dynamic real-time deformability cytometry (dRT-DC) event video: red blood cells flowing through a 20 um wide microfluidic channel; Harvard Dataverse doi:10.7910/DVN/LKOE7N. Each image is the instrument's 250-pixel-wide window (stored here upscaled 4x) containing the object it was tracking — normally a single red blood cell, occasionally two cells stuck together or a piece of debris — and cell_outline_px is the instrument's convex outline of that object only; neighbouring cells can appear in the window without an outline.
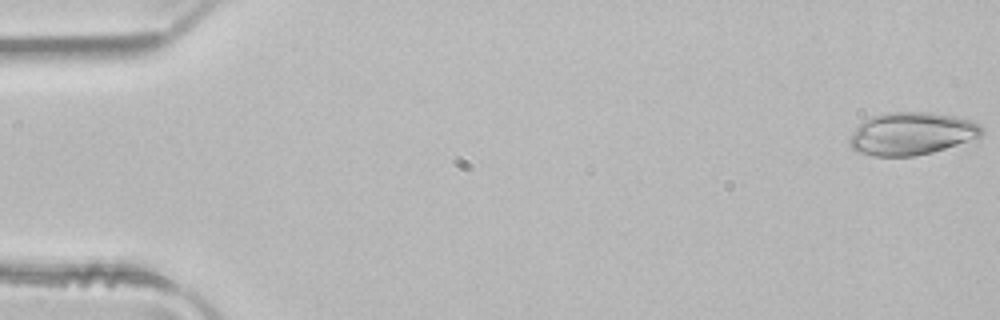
{"species": "common noctule bat (a hibernating species)", "species_latin": "Nyctalus noctula", "temperature_condition": "room temperature", "stored_images_in_passage": 4, "camera_frame_rate_fps": 3000, "um_per_image_px": 0.085, "animal": {"sex": "male", "body_mass_g": 21.5, "forearm_length_mm": 52.0}, "frame": {"image": 1, "passage_image": 1, "time_ms": 0.0, "image_size_px": [1000, 320], "cell_outline_px": [[984, 132], [980, 136], [932, 152], [916, 156], [872, 156], [856, 152], [848, 144], [848, 140], [852, 132], [864, 120], [872, 116], [884, 112], [928, 112], [952, 116], [972, 120], [980, 124], [984, 128]], "centroid_in_image_um": [77.44, 11.36], "position_along_channel_um": 7.6, "area_um2": 32.89}}